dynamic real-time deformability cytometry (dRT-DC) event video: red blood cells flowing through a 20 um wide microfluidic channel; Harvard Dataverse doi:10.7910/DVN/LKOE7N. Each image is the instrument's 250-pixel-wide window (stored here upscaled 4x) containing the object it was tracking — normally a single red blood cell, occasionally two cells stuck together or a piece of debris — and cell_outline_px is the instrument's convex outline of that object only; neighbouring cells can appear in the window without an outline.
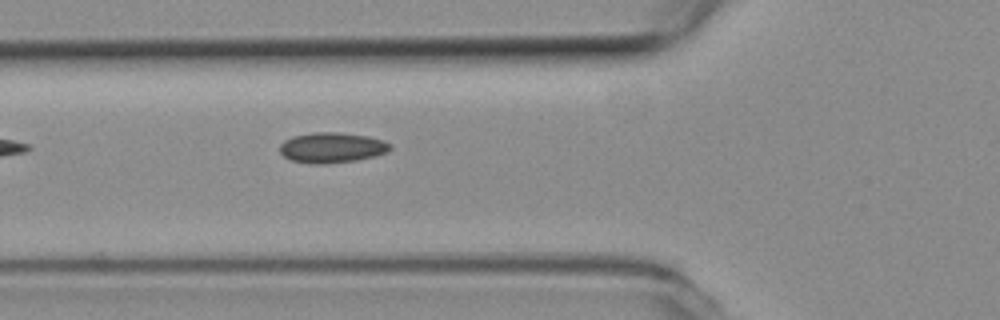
{"species": "common noctule bat (a hibernating species)", "species_latin": "Nyctalus noctula", "temperature_condition": "room temperature", "stored_images_in_passage": 3, "camera_frame_rate_fps": 3000, "um_per_image_px": 0.085, "animal": {"sex": "female", "body_mass_g": 19.3, "forearm_length_mm": 54.1}, "frame": {"image": 1, "passage_image": 3, "time_ms": 0.667, "image_size_px": [1000, 320], "cell_outline_px": [[392, 148], [388, 152], [356, 160], [324, 164], [312, 164], [292, 160], [284, 156], [280, 152], [280, 144], [284, 140], [292, 136], [312, 132], [340, 132], [368, 136], [380, 140], [388, 144]], "centroid_in_image_um": [28.16, 12.54], "position_along_channel_um": 97.6, "area_um2": 19.42}}